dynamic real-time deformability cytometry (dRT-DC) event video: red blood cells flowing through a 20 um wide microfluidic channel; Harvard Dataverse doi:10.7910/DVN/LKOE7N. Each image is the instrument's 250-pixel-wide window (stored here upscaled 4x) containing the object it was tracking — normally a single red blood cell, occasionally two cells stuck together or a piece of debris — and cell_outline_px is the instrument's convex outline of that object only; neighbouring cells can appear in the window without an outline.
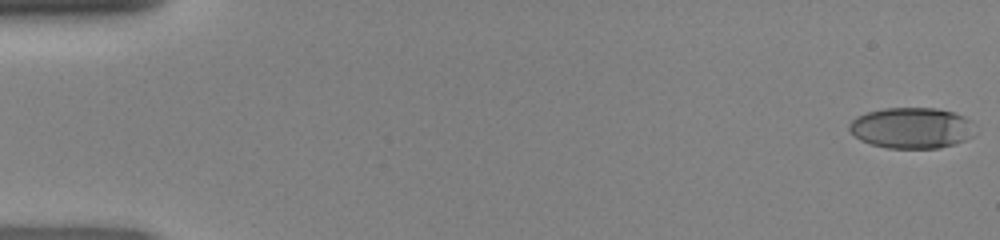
{"species": "human", "species_latin": "Homo sapiens", "temperature_condition": "room temperature", "stored_images_in_passage": 48, "camera_frame_rate_fps": 3000, "um_per_image_px": 0.085, "donor": {"sex": "female"}, "frame": {"image": 1, "passage_image": 1, "time_ms": 0.0, "image_size_px": [1000, 240], "cell_outline_px": [[972, 136], [956, 144], [940, 148], [888, 148], [872, 144], [860, 140], [848, 128], [848, 124], [856, 116], [868, 112], [884, 108], [936, 108], [956, 112], [972, 120]], "centroid_in_image_um": [77.49, 10.87], "position_along_channel_um": 7.5, "area_um2": 30.06}}
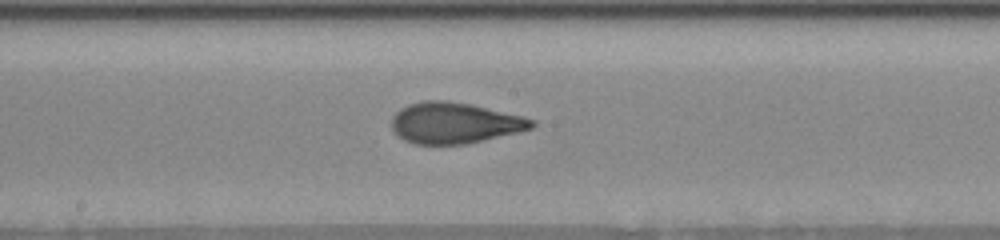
{"frame": {"image": 2, "passage_image": 26, "time_ms": 8.333, "image_size_px": [1000, 240], "cell_outline_px": [[536, 124], [532, 128], [520, 132], [468, 144], [416, 144], [404, 140], [392, 128], [392, 116], [400, 108], [408, 104], [424, 100], [444, 100], [472, 104], [524, 116], [536, 120]], "centroid_in_image_um": [38.68, 10.44], "position_along_channel_um": 209.5, "area_um2": 33.76}}
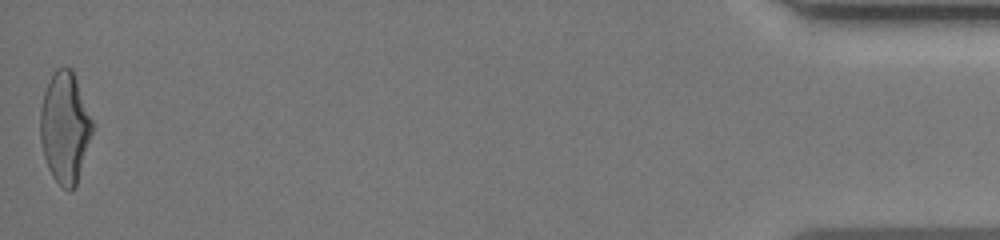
{"frame": {"image": 3, "passage_image": 48, "time_ms": 15.667, "image_size_px": [1000, 240], "cell_outline_px": [[92, 132], [76, 184], [68, 192], [52, 176], [48, 168], [44, 156], [40, 140], [40, 108], [44, 92], [52, 72], [56, 68], [64, 64], [72, 68], [92, 120]], "centroid_in_image_um": [5.48, 10.77], "position_along_channel_um": 429.7, "area_um2": 33.47}}